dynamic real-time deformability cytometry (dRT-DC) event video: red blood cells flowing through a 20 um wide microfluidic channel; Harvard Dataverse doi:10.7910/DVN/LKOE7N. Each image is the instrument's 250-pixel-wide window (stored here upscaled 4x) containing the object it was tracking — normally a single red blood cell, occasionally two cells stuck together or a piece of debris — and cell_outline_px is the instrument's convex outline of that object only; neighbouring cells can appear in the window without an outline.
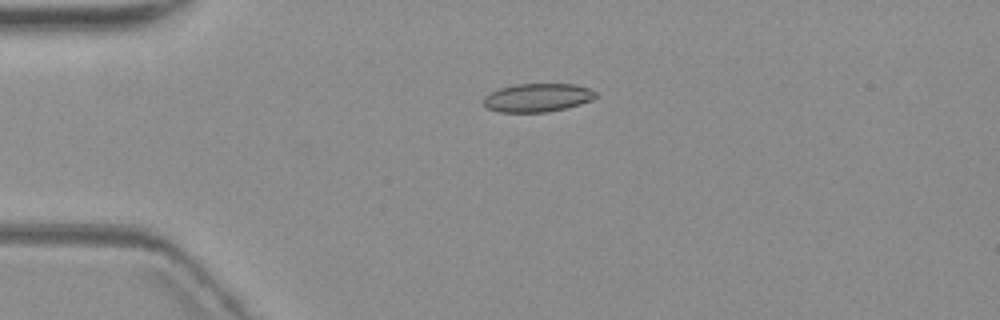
{"species": "common noctule bat (a hibernating species)", "species_latin": "Nyctalus noctula", "temperature_condition": "warm", "stored_images_in_passage": 5, "camera_frame_rate_fps": 3000, "um_per_image_px": 0.085, "animal": {"sex": "female", "body_mass_g": 19.3, "forearm_length_mm": 54.1}, "frame": {"image": 1, "passage_image": 4, "time_ms": 4.333, "image_size_px": [1000, 320], "cell_outline_px": [[596, 96], [592, 100], [568, 108], [548, 112], [500, 112], [488, 108], [484, 104], [484, 96], [500, 88], [516, 84], [572, 84], [588, 88], [596, 92]], "centroid_in_image_um": [45.7, 8.31], "position_along_channel_um": 39.3, "area_um2": 18.5}}